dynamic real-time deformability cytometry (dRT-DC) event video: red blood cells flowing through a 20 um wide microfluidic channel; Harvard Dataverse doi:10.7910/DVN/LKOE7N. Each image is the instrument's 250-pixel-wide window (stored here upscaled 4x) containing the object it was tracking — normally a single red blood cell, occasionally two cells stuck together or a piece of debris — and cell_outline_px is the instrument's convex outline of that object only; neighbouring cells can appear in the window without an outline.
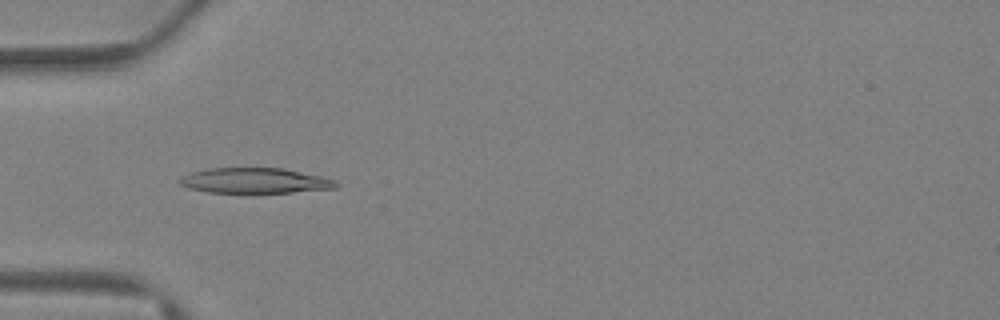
{"species": "Egyptian fruit bat (a non-hibernating species)", "species_latin": "Rousettus aegyptiacus", "temperature_condition": "warm", "stored_images_in_passage": 40, "camera_frame_rate_fps": 3000, "um_per_image_px": 0.085, "animal": {"sex": "female"}, "frame": {"image": 1, "passage_image": 13, "time_ms": 4.0, "image_size_px": [1000, 320], "cell_outline_px": [[340, 184], [336, 188], [252, 196], [248, 196], [208, 192], [188, 188], [180, 184], [176, 180], [180, 176], [192, 172], [208, 168], [284, 168], [320, 176], [336, 180]], "centroid_in_image_um": [21.63, 15.4], "position_along_channel_um": 63.4, "area_um2": 24.39}}
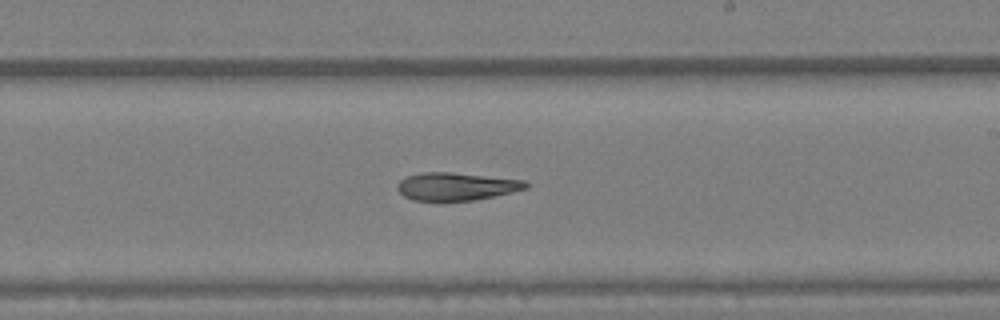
{"frame": {"image": 2, "passage_image": 24, "time_ms": 7.667, "image_size_px": [1000, 320], "cell_outline_px": [[528, 188], [512, 192], [476, 200], [412, 200], [404, 196], [396, 188], [396, 184], [400, 180], [408, 176], [420, 172], [452, 172], [524, 180], [528, 184]], "centroid_in_image_um": [38.77, 15.84], "position_along_channel_um": 250.2, "area_um2": 20.75}}
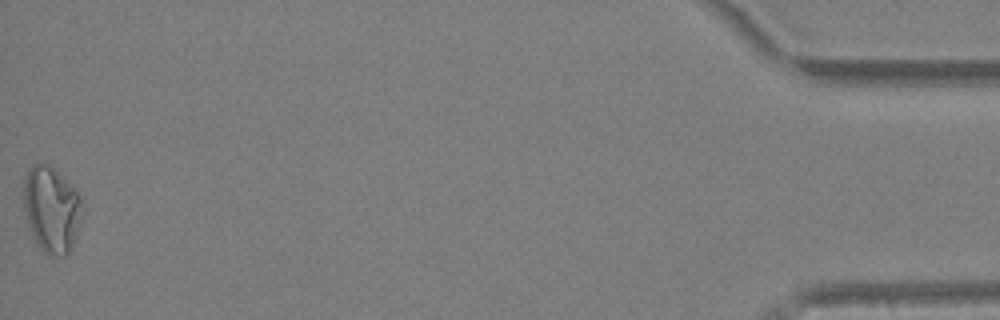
{"frame": {"image": 3, "passage_image": 40, "time_ms": 13.0, "image_size_px": [1000, 320], "cell_outline_px": [[80, 204], [76, 236], [72, 248], [64, 256], [48, 256], [40, 248], [28, 224], [24, 208], [24, 176], [28, 168], [32, 164], [48, 164], [80, 196]], "centroid_in_image_um": [4.33, 17.82], "position_along_channel_um": 430.9, "area_um2": 28.44}}